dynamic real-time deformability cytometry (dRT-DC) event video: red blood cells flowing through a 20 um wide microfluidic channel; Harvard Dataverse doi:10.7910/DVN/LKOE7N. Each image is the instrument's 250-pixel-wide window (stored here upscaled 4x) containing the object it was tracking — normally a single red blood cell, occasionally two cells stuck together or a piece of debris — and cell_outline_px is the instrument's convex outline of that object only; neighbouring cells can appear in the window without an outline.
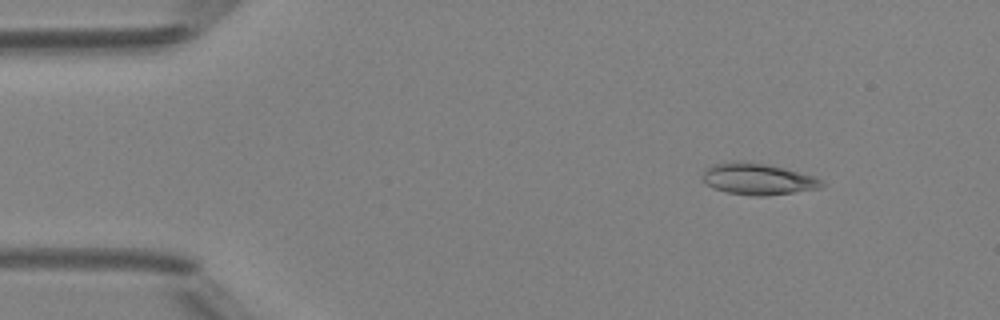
{"species": "Egyptian fruit bat (a non-hibernating species)", "species_latin": "Rousettus aegyptiacus", "temperature_condition": "room temperature", "stored_images_in_passage": 49, "camera_frame_rate_fps": 3000, "um_per_image_px": 0.085, "animal": {"sex": "female"}, "frame": {"image": 1, "passage_image": 6, "time_ms": 1.667, "image_size_px": [1000, 320], "cell_outline_px": [[824, 184], [820, 188], [764, 196], [752, 196], [728, 192], [712, 188], [704, 180], [704, 168], [712, 164], [732, 160], [740, 160], [768, 164], [784, 168], [812, 176], [820, 180]], "centroid_in_image_um": [64.36, 15.19], "position_along_channel_um": 20.6, "area_um2": 21.73}}
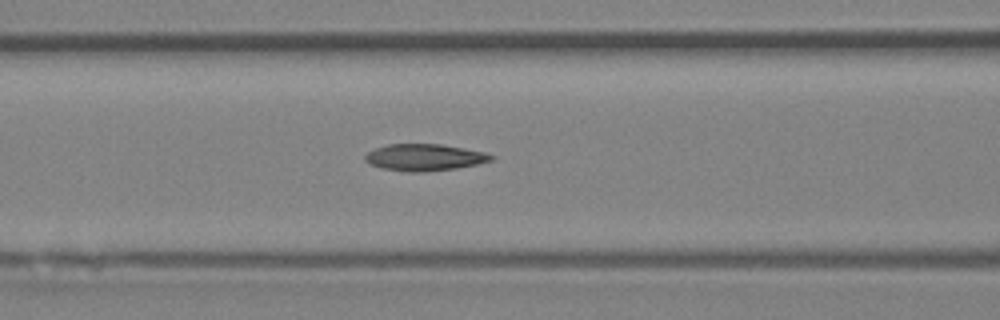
{"frame": {"image": 2, "passage_image": 20, "time_ms": 6.333, "image_size_px": [1000, 320], "cell_outline_px": [[496, 156], [492, 160], [476, 164], [456, 168], [420, 172], [408, 172], [380, 168], [368, 164], [364, 160], [364, 156], [368, 152], [376, 148], [388, 144], [440, 144], [484, 152]], "centroid_in_image_um": [36.03, 13.38], "position_along_channel_um": 130.6, "area_um2": 19.59}}
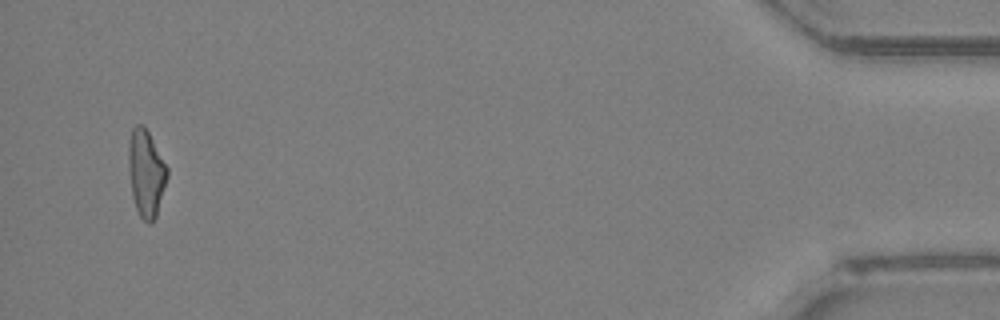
{"frame": {"image": 3, "passage_image": 47, "time_ms": 15.333, "image_size_px": [1000, 320], "cell_outline_px": [[168, 176], [156, 216], [148, 224], [140, 216], [136, 208], [132, 196], [128, 168], [128, 144], [132, 128], [136, 124], [140, 124], [148, 132], [168, 168]], "centroid_in_image_um": [12.4, 14.71], "position_along_channel_um": 422.8, "area_um2": 19.42}, "authors_computed_cell_mechanics": {"area_um2": 19.363, "velocity_mm_per_s": 4.193, "shape_relaxation_time_tau1_ms": 5.5092, "shape_relaxation_time_tau2_ms": 2.5404, "deformation_change_tau1": 0.1864, "deformation_change_tau2": 0.119}}